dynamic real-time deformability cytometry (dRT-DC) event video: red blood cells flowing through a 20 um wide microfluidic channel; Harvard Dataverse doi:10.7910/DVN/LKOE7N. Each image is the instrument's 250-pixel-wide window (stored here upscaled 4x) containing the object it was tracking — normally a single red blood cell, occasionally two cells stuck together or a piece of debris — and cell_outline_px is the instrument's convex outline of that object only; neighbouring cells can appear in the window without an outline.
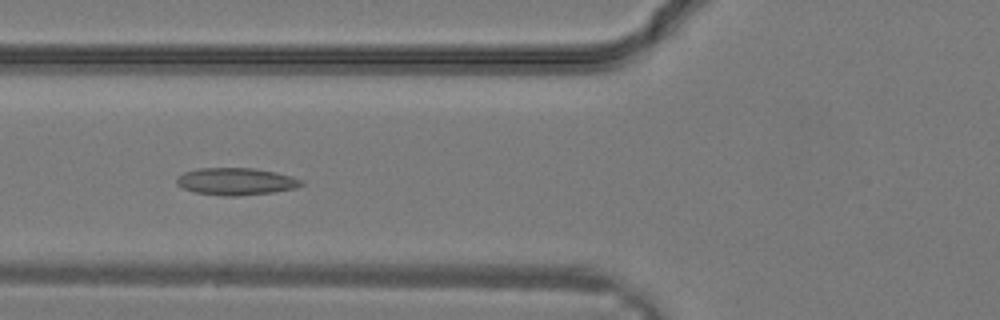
{"species": "common noctule bat (a hibernating species)", "species_latin": "Nyctalus noctula", "temperature_condition": "warm", "stored_images_in_passage": 33, "camera_frame_rate_fps": 3000, "um_per_image_px": 0.085, "animal": {"sex": "male", "body_mass_g": 19.2, "forearm_length_mm": 51.8}, "frame": {"image": 1, "passage_image": 13, "time_ms": 4.0, "image_size_px": [1000, 320], "cell_outline_px": [[304, 184], [296, 188], [272, 192], [236, 196], [224, 196], [196, 192], [184, 188], [176, 184], [176, 180], [184, 172], [196, 168], [252, 168], [276, 172], [292, 176], [304, 180]], "centroid_in_image_um": [20.09, 15.42], "position_along_channel_um": 105.7, "area_um2": 19.71}}
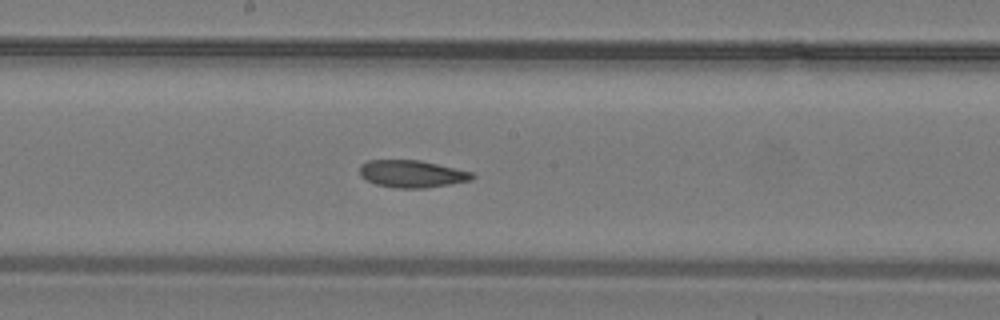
{"frame": {"image": 2, "passage_image": 18, "time_ms": 5.667, "image_size_px": [1000, 320], "cell_outline_px": [[476, 176], [472, 180], [424, 188], [396, 188], [376, 184], [360, 176], [360, 164], [368, 160], [420, 160], [472, 172]], "centroid_in_image_um": [35.0, 14.77], "position_along_channel_um": 213.2, "area_um2": 17.8}}
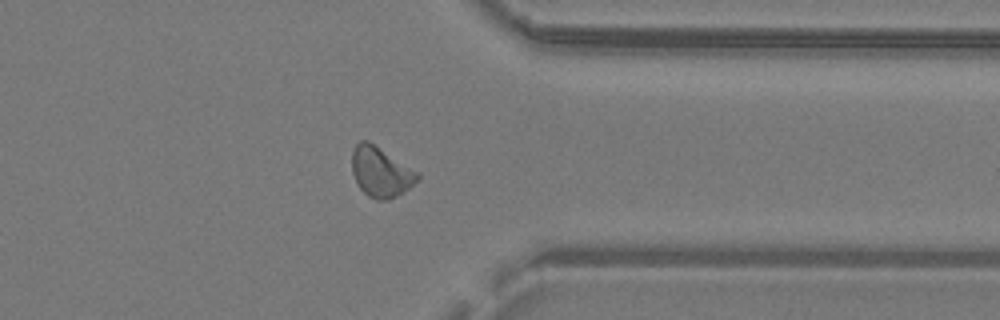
{"frame": {"image": 3, "passage_image": 26, "time_ms": 8.333, "image_size_px": [1000, 320], "cell_outline_px": [[420, 180], [408, 188], [388, 200], [376, 200], [368, 196], [360, 188], [352, 172], [352, 148], [360, 140], [368, 140], [420, 172]], "centroid_in_image_um": [32.38, 14.59], "position_along_channel_um": 379.0, "area_um2": 19.25}}